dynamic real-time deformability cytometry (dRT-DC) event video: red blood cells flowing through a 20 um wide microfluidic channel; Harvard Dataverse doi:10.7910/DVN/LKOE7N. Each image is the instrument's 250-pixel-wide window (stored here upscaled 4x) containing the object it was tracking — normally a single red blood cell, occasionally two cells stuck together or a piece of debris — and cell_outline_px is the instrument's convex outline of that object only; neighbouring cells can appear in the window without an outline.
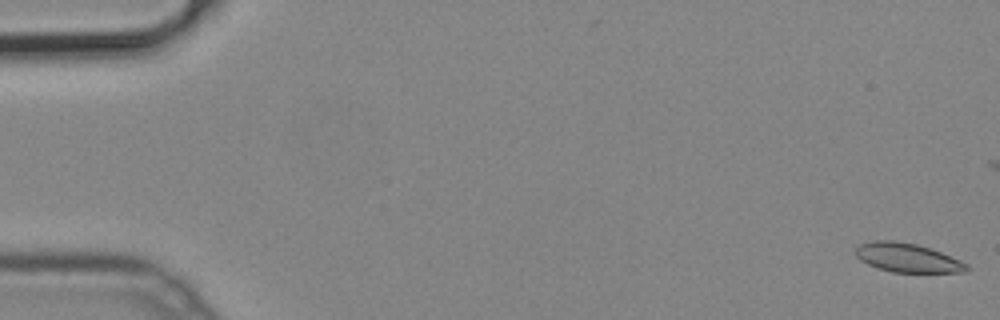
{"species": "common noctule bat (a hibernating species)", "species_latin": "Nyctalus noctula", "temperature_condition": "cold", "stored_images_in_passage": 50, "camera_frame_rate_fps": 3000, "um_per_image_px": 0.085, "animal": {"sex": "male", "body_mass_g": 19.2, "forearm_length_mm": 51.8}, "frame": {"image": 1, "passage_image": 1, "time_ms": 0.0, "image_size_px": [1000, 320], "cell_outline_px": [[972, 268], [964, 272], [892, 272], [876, 268], [860, 260], [856, 256], [856, 248], [860, 244], [872, 240], [892, 240], [916, 244], [940, 252], [960, 260], [968, 264]], "centroid_in_image_um": [77.12, 21.91], "position_along_channel_um": 7.9, "area_um2": 18.73}}
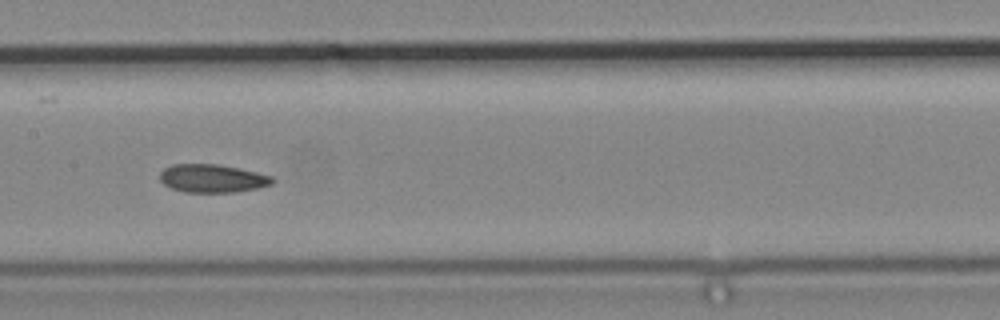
{"frame": {"image": 2, "passage_image": 26, "time_ms": 8.333, "image_size_px": [1000, 320], "cell_outline_px": [[276, 180], [272, 184], [256, 188], [236, 192], [184, 192], [172, 188], [164, 184], [160, 180], [160, 172], [164, 168], [172, 164], [216, 164], [240, 168], [272, 176]], "centroid_in_image_um": [18.05, 15.16], "position_along_channel_um": 189.3, "area_um2": 18.5}}
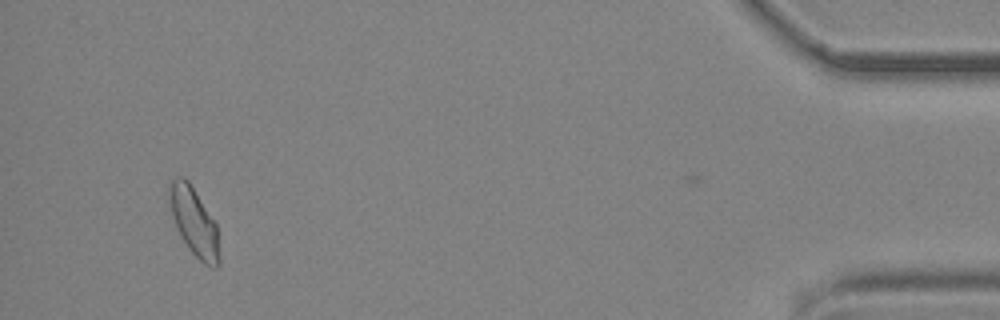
{"frame": {"image": 3, "passage_image": 49, "time_ms": 16.0, "image_size_px": [1000, 320], "cell_outline_px": [[220, 264], [216, 268], [212, 268], [204, 264], [192, 252], [180, 236], [176, 228], [172, 216], [168, 200], [168, 184], [176, 176], [184, 176], [188, 180], [216, 224], [220, 260]], "centroid_in_image_um": [16.47, 18.84], "position_along_channel_um": 418.7, "area_um2": 19.88}}